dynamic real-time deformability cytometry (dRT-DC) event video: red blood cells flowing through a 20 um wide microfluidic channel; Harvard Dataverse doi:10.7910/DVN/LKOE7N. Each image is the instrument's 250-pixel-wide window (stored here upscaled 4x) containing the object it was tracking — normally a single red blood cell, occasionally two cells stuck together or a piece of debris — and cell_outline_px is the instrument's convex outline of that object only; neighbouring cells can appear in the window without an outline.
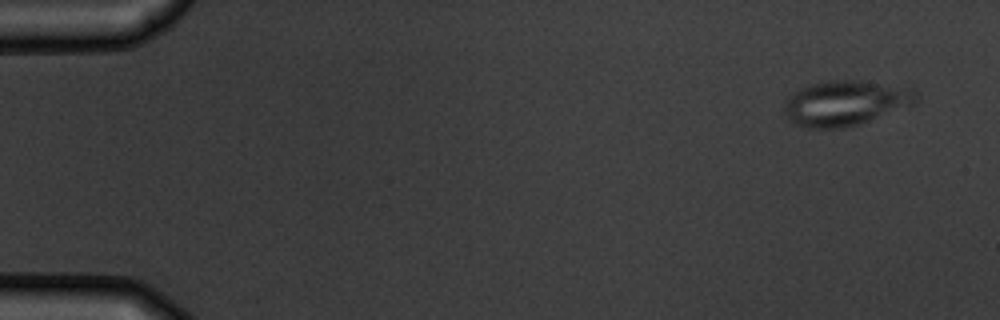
{"species": "common noctule bat (a hibernating species)", "species_latin": "Nyctalus noctula", "temperature_condition": "warm", "stored_images_in_passage": 4, "camera_frame_rate_fps": 3000, "um_per_image_px": 0.085, "animal": {"sex": "male", "body_mass_g": 19.5, "forearm_length_mm": 54.6}, "frame": {"image": 1, "passage_image": 1, "time_ms": 0.0, "image_size_px": [1000, 320], "cell_outline_px": [[920, 96], [916, 104], [860, 124], [840, 128], [808, 128], [792, 124], [788, 120], [784, 112], [784, 100], [792, 92], [808, 84], [828, 80], [864, 80], [916, 88], [920, 92]], "centroid_in_image_um": [71.9, 8.74], "position_along_channel_um": 13.1, "area_um2": 35.72}}